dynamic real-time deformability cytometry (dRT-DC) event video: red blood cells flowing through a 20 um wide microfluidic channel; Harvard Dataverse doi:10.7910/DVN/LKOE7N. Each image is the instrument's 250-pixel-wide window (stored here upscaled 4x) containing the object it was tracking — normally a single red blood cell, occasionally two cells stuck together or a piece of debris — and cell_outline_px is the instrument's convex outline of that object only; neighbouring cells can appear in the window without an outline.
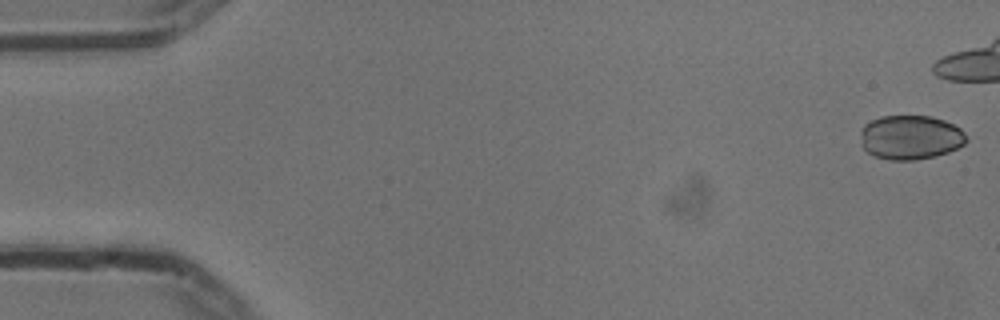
{"species": "common noctule bat (a hibernating species)", "species_latin": "Nyctalus noctula", "temperature_condition": "cold", "stored_images_in_passage": 16, "camera_frame_rate_fps": 3000, "um_per_image_px": 0.085, "animal": {"sex": "male", "body_mass_g": 13.3}, "frame": {"image": 1, "passage_image": 1, "time_ms": 0.0, "image_size_px": [1000, 320], "cell_outline_px": [[968, 140], [964, 144], [948, 152], [936, 156], [916, 160], [888, 160], [876, 156], [868, 152], [860, 144], [860, 132], [864, 124], [880, 116], [928, 116], [944, 120], [960, 128], [964, 132]], "centroid_in_image_um": [77.37, 11.68], "position_along_channel_um": 7.6, "area_um2": 27.46}}